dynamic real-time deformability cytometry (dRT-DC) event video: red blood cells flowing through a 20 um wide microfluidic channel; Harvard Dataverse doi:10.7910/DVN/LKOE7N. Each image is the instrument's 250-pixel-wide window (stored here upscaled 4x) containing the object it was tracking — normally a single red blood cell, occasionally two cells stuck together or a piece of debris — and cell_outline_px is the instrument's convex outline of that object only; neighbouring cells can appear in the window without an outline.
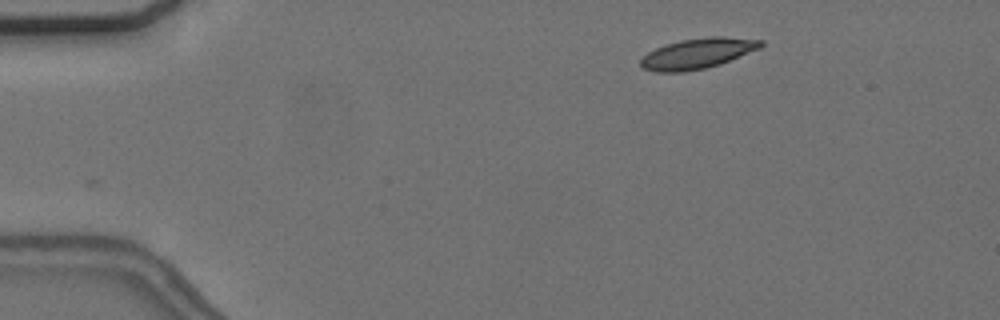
{"species": "common noctule bat (a hibernating species)", "species_latin": "Nyctalus noctula", "temperature_condition": "cold", "stored_images_in_passage": 40, "camera_frame_rate_fps": 3000, "um_per_image_px": 0.085, "animal": {"sex": "female", "body_mass_g": 24.6, "forearm_length_mm": 56.2}, "frame": {"image": 1, "passage_image": 1, "time_ms": 0.0, "image_size_px": [1000, 320], "cell_outline_px": [[764, 44], [760, 48], [720, 64], [704, 68], [684, 72], [656, 72], [640, 68], [640, 60], [648, 52], [656, 48], [680, 40], [708, 36], [720, 36], [764, 40]], "centroid_in_image_um": [59.28, 4.54], "position_along_channel_um": 25.7, "area_um2": 21.27}}
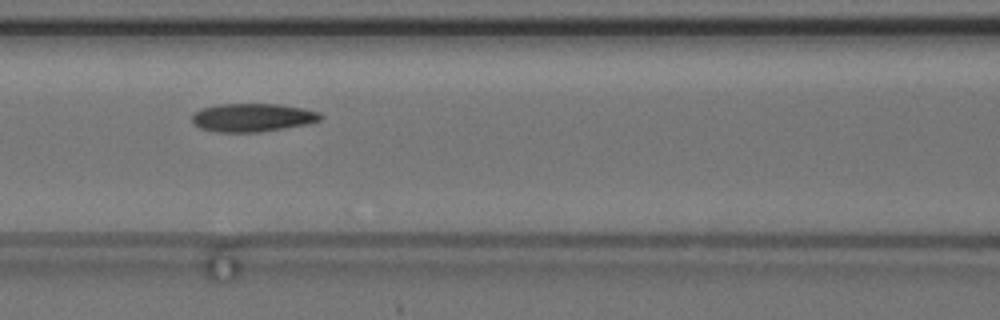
{"frame": {"image": 2, "passage_image": 17, "time_ms": 5.333, "image_size_px": [1000, 320], "cell_outline_px": [[324, 116], [320, 120], [308, 124], [260, 132], [216, 132], [200, 128], [192, 124], [192, 112], [200, 108], [216, 104], [280, 104], [320, 112]], "centroid_in_image_um": [21.42, 9.99], "position_along_channel_um": 145.2, "area_um2": 21.44}}
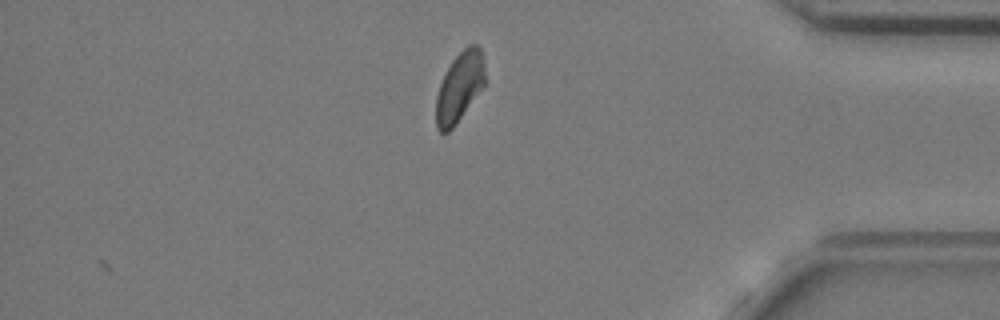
{"frame": {"image": 3, "passage_image": 40, "time_ms": 13.0, "image_size_px": [1000, 320], "cell_outline_px": [[484, 84], [452, 128], [448, 132], [440, 132], [436, 128], [436, 96], [440, 84], [452, 60], [468, 44], [476, 44], [480, 48], [484, 56]], "centroid_in_image_um": [39.05, 7.36], "position_along_channel_um": 396.2, "area_um2": 19.42}, "authors_computed_cell_mechanics": {"area_um2": 20.8658, "velocity_mm_per_s": 3.6654, "shape_relaxation_time_tau1_ms": null, "shape_relaxation_time_tau2_ms": 6.702, "deformation_change_tau1": null, "deformation_change_tau2": 0.1056}}